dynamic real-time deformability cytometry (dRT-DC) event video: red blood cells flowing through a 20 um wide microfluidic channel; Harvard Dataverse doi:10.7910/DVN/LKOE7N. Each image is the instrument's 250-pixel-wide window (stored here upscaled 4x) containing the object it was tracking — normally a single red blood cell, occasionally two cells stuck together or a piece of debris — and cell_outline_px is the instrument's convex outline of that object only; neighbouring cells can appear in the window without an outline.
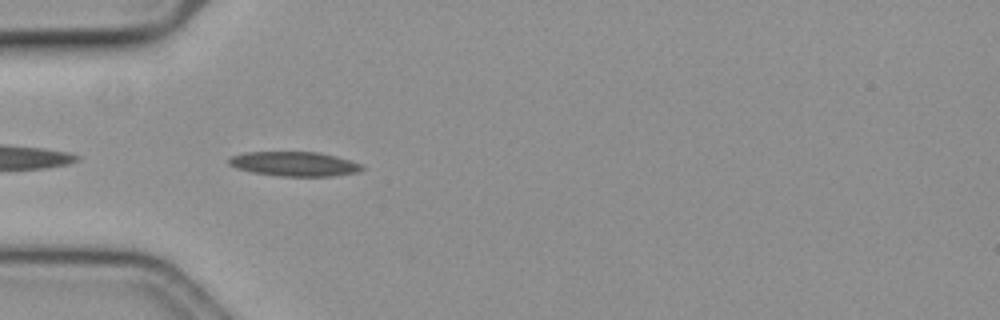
{"species": "common noctule bat (a hibernating species)", "species_latin": "Nyctalus noctula", "temperature_condition": "cold", "stored_images_in_passage": 42, "camera_frame_rate_fps": 3000, "um_per_image_px": 0.085, "animal": {"sex": "female", "body_mass_g": 19.3, "forearm_length_mm": 54.1}, "frame": {"image": 1, "passage_image": 2, "time_ms": 0.333, "image_size_px": [1000, 320], "cell_outline_px": [[364, 168], [360, 172], [336, 176], [280, 176], [252, 172], [236, 168], [228, 164], [228, 160], [232, 156], [244, 152], [320, 152], [336, 156], [360, 164]], "centroid_in_image_um": [25.02, 13.93], "position_along_channel_um": 60.0, "area_um2": 19.02}}
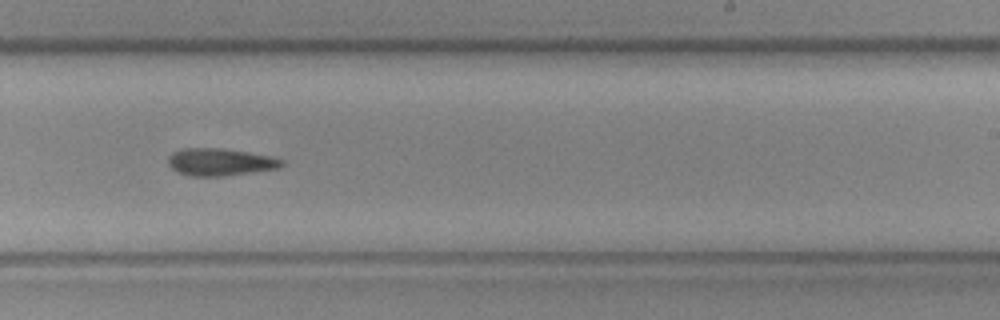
{"frame": {"image": 2, "passage_image": 20, "time_ms": 6.333, "image_size_px": [1000, 320], "cell_outline_px": [[284, 164], [276, 168], [224, 176], [188, 176], [172, 168], [168, 164], [168, 156], [172, 152], [184, 148], [220, 148], [248, 152], [272, 156], [284, 160]], "centroid_in_image_um": [18.69, 13.76], "position_along_channel_um": 270.3, "area_um2": 17.98}}
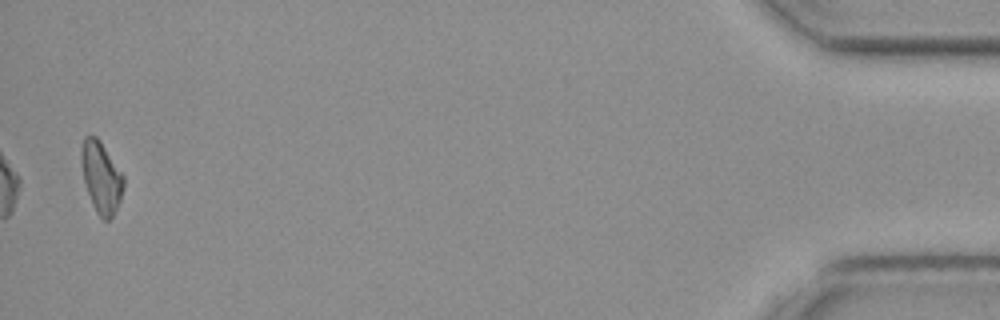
{"frame": {"image": 3, "passage_image": 41, "time_ms": 13.333, "image_size_px": [1000, 320], "cell_outline_px": [[124, 188], [120, 200], [112, 216], [108, 220], [104, 220], [96, 212], [88, 192], [84, 180], [80, 156], [80, 148], [84, 136], [96, 136], [100, 140], [124, 176]], "centroid_in_image_um": [8.6, 15.03], "position_along_channel_um": 426.6, "area_um2": 17.4}, "authors_computed_cell_mechanics": {"area_um2": 17.9469, "velocity_mm_per_s": 3.5708, "shape_relaxation_time_tau1_ms": 8.9996, "shape_relaxation_time_tau2_ms": null, "deformation_change_tau1": 0.1576, "deformation_change_tau2": null}}